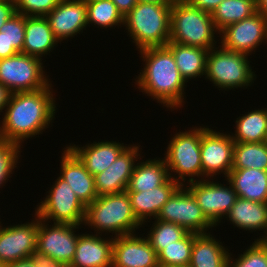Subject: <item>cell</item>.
<instances>
[{"mask_svg": "<svg viewBox=\"0 0 267 267\" xmlns=\"http://www.w3.org/2000/svg\"><path fill=\"white\" fill-rule=\"evenodd\" d=\"M136 233L113 237L112 267H160L150 242Z\"/></svg>", "mask_w": 267, "mask_h": 267, "instance_id": "16", "label": "cell"}, {"mask_svg": "<svg viewBox=\"0 0 267 267\" xmlns=\"http://www.w3.org/2000/svg\"><path fill=\"white\" fill-rule=\"evenodd\" d=\"M117 7L122 16H126L131 9L138 3V0H111Z\"/></svg>", "mask_w": 267, "mask_h": 267, "instance_id": "43", "label": "cell"}, {"mask_svg": "<svg viewBox=\"0 0 267 267\" xmlns=\"http://www.w3.org/2000/svg\"><path fill=\"white\" fill-rule=\"evenodd\" d=\"M229 251L222 241L210 232L193 233L190 267H227Z\"/></svg>", "mask_w": 267, "mask_h": 267, "instance_id": "25", "label": "cell"}, {"mask_svg": "<svg viewBox=\"0 0 267 267\" xmlns=\"http://www.w3.org/2000/svg\"><path fill=\"white\" fill-rule=\"evenodd\" d=\"M83 233L77 241L71 267H112L113 237Z\"/></svg>", "mask_w": 267, "mask_h": 267, "instance_id": "20", "label": "cell"}, {"mask_svg": "<svg viewBox=\"0 0 267 267\" xmlns=\"http://www.w3.org/2000/svg\"><path fill=\"white\" fill-rule=\"evenodd\" d=\"M180 186L178 182L169 177L161 186L151 189L150 191L127 192L133 213L142 224V227H144V224L146 225L147 222H151L150 220L157 217L163 205Z\"/></svg>", "mask_w": 267, "mask_h": 267, "instance_id": "21", "label": "cell"}, {"mask_svg": "<svg viewBox=\"0 0 267 267\" xmlns=\"http://www.w3.org/2000/svg\"><path fill=\"white\" fill-rule=\"evenodd\" d=\"M154 223L150 231L146 233V238L150 242L151 247L158 254L164 247L170 246L181 239H183L189 232L172 222H165L153 219Z\"/></svg>", "mask_w": 267, "mask_h": 267, "instance_id": "33", "label": "cell"}, {"mask_svg": "<svg viewBox=\"0 0 267 267\" xmlns=\"http://www.w3.org/2000/svg\"><path fill=\"white\" fill-rule=\"evenodd\" d=\"M83 225L98 235L114 233L113 237L136 233L142 227L133 213L127 191L98 196L86 206Z\"/></svg>", "mask_w": 267, "mask_h": 267, "instance_id": "3", "label": "cell"}, {"mask_svg": "<svg viewBox=\"0 0 267 267\" xmlns=\"http://www.w3.org/2000/svg\"><path fill=\"white\" fill-rule=\"evenodd\" d=\"M126 145L128 144L124 146V143L121 144L119 141L103 140L88 143L83 147L74 143L68 145V147L78 156L86 170L94 177L108 169L127 147Z\"/></svg>", "mask_w": 267, "mask_h": 267, "instance_id": "22", "label": "cell"}, {"mask_svg": "<svg viewBox=\"0 0 267 267\" xmlns=\"http://www.w3.org/2000/svg\"><path fill=\"white\" fill-rule=\"evenodd\" d=\"M166 46L171 50L179 73L186 83L189 80L205 76L209 50L174 42H168Z\"/></svg>", "mask_w": 267, "mask_h": 267, "instance_id": "28", "label": "cell"}, {"mask_svg": "<svg viewBox=\"0 0 267 267\" xmlns=\"http://www.w3.org/2000/svg\"><path fill=\"white\" fill-rule=\"evenodd\" d=\"M81 1H83V2H85L87 4V3L94 2V1H99V0H81Z\"/></svg>", "mask_w": 267, "mask_h": 267, "instance_id": "48", "label": "cell"}, {"mask_svg": "<svg viewBox=\"0 0 267 267\" xmlns=\"http://www.w3.org/2000/svg\"><path fill=\"white\" fill-rule=\"evenodd\" d=\"M16 13L15 4L9 1L0 0V29L9 18Z\"/></svg>", "mask_w": 267, "mask_h": 267, "instance_id": "40", "label": "cell"}, {"mask_svg": "<svg viewBox=\"0 0 267 267\" xmlns=\"http://www.w3.org/2000/svg\"><path fill=\"white\" fill-rule=\"evenodd\" d=\"M35 207V214L51 223L83 225L86 206L60 176ZM52 220V221H51Z\"/></svg>", "mask_w": 267, "mask_h": 267, "instance_id": "9", "label": "cell"}, {"mask_svg": "<svg viewBox=\"0 0 267 267\" xmlns=\"http://www.w3.org/2000/svg\"><path fill=\"white\" fill-rule=\"evenodd\" d=\"M248 56L226 50L221 45L216 46L207 54L204 78L220 88L219 91L250 87L257 75L250 65Z\"/></svg>", "mask_w": 267, "mask_h": 267, "instance_id": "7", "label": "cell"}, {"mask_svg": "<svg viewBox=\"0 0 267 267\" xmlns=\"http://www.w3.org/2000/svg\"><path fill=\"white\" fill-rule=\"evenodd\" d=\"M155 219L175 223L195 234L211 233L215 227L203 214L193 194L182 185L163 205Z\"/></svg>", "mask_w": 267, "mask_h": 267, "instance_id": "10", "label": "cell"}, {"mask_svg": "<svg viewBox=\"0 0 267 267\" xmlns=\"http://www.w3.org/2000/svg\"><path fill=\"white\" fill-rule=\"evenodd\" d=\"M201 136L202 126H192L187 131L175 133L167 145L164 158L169 177L182 186L186 185L185 181L188 184L202 180Z\"/></svg>", "mask_w": 267, "mask_h": 267, "instance_id": "6", "label": "cell"}, {"mask_svg": "<svg viewBox=\"0 0 267 267\" xmlns=\"http://www.w3.org/2000/svg\"><path fill=\"white\" fill-rule=\"evenodd\" d=\"M42 60L38 57L18 53L0 59V83L11 93L30 92L46 88L50 83ZM47 75V76H46Z\"/></svg>", "mask_w": 267, "mask_h": 267, "instance_id": "8", "label": "cell"}, {"mask_svg": "<svg viewBox=\"0 0 267 267\" xmlns=\"http://www.w3.org/2000/svg\"><path fill=\"white\" fill-rule=\"evenodd\" d=\"M0 31L4 32L9 46H13L18 53H22L25 40V16L15 13L3 24Z\"/></svg>", "mask_w": 267, "mask_h": 267, "instance_id": "37", "label": "cell"}, {"mask_svg": "<svg viewBox=\"0 0 267 267\" xmlns=\"http://www.w3.org/2000/svg\"><path fill=\"white\" fill-rule=\"evenodd\" d=\"M137 145L134 143L127 145L108 169L94 176L95 190L98 196L127 190L134 167L138 159L143 158L140 154V145Z\"/></svg>", "mask_w": 267, "mask_h": 267, "instance_id": "17", "label": "cell"}, {"mask_svg": "<svg viewBox=\"0 0 267 267\" xmlns=\"http://www.w3.org/2000/svg\"><path fill=\"white\" fill-rule=\"evenodd\" d=\"M54 37L61 43L83 33L88 26L87 4L81 0H60L58 5L45 16Z\"/></svg>", "mask_w": 267, "mask_h": 267, "instance_id": "18", "label": "cell"}, {"mask_svg": "<svg viewBox=\"0 0 267 267\" xmlns=\"http://www.w3.org/2000/svg\"><path fill=\"white\" fill-rule=\"evenodd\" d=\"M48 223L38 217L37 250L61 264H71L80 235L76 231L82 225Z\"/></svg>", "mask_w": 267, "mask_h": 267, "instance_id": "14", "label": "cell"}, {"mask_svg": "<svg viewBox=\"0 0 267 267\" xmlns=\"http://www.w3.org/2000/svg\"><path fill=\"white\" fill-rule=\"evenodd\" d=\"M59 267H71L70 264H61Z\"/></svg>", "mask_w": 267, "mask_h": 267, "instance_id": "49", "label": "cell"}, {"mask_svg": "<svg viewBox=\"0 0 267 267\" xmlns=\"http://www.w3.org/2000/svg\"><path fill=\"white\" fill-rule=\"evenodd\" d=\"M88 26L94 25L101 29L124 25V17L111 0H99L87 3Z\"/></svg>", "mask_w": 267, "mask_h": 267, "instance_id": "32", "label": "cell"}, {"mask_svg": "<svg viewBox=\"0 0 267 267\" xmlns=\"http://www.w3.org/2000/svg\"><path fill=\"white\" fill-rule=\"evenodd\" d=\"M216 32L219 34L210 12L192 6L187 0L173 1L169 42L210 50L218 42Z\"/></svg>", "mask_w": 267, "mask_h": 267, "instance_id": "5", "label": "cell"}, {"mask_svg": "<svg viewBox=\"0 0 267 267\" xmlns=\"http://www.w3.org/2000/svg\"><path fill=\"white\" fill-rule=\"evenodd\" d=\"M193 247V233H188L183 239L164 247L158 255L159 266L178 267L189 266Z\"/></svg>", "mask_w": 267, "mask_h": 267, "instance_id": "34", "label": "cell"}, {"mask_svg": "<svg viewBox=\"0 0 267 267\" xmlns=\"http://www.w3.org/2000/svg\"><path fill=\"white\" fill-rule=\"evenodd\" d=\"M225 218L239 229L252 233L263 231V235L253 240H264L267 237V203L237 197Z\"/></svg>", "mask_w": 267, "mask_h": 267, "instance_id": "23", "label": "cell"}, {"mask_svg": "<svg viewBox=\"0 0 267 267\" xmlns=\"http://www.w3.org/2000/svg\"><path fill=\"white\" fill-rule=\"evenodd\" d=\"M21 147L15 143L0 139V188L5 186L14 173L21 156Z\"/></svg>", "mask_w": 267, "mask_h": 267, "instance_id": "36", "label": "cell"}, {"mask_svg": "<svg viewBox=\"0 0 267 267\" xmlns=\"http://www.w3.org/2000/svg\"><path fill=\"white\" fill-rule=\"evenodd\" d=\"M16 54H18V52L13 48V46H9L4 32L0 31V59L8 58Z\"/></svg>", "mask_w": 267, "mask_h": 267, "instance_id": "42", "label": "cell"}, {"mask_svg": "<svg viewBox=\"0 0 267 267\" xmlns=\"http://www.w3.org/2000/svg\"><path fill=\"white\" fill-rule=\"evenodd\" d=\"M29 259L33 262L35 267H59L61 263L55 260L53 257L48 256L35 250Z\"/></svg>", "mask_w": 267, "mask_h": 267, "instance_id": "39", "label": "cell"}, {"mask_svg": "<svg viewBox=\"0 0 267 267\" xmlns=\"http://www.w3.org/2000/svg\"><path fill=\"white\" fill-rule=\"evenodd\" d=\"M211 180V181H210ZM229 186L218 183L214 179L190 182L186 185L195 197L206 218L216 227L223 222L225 216L234 205L237 194L227 179Z\"/></svg>", "mask_w": 267, "mask_h": 267, "instance_id": "12", "label": "cell"}, {"mask_svg": "<svg viewBox=\"0 0 267 267\" xmlns=\"http://www.w3.org/2000/svg\"><path fill=\"white\" fill-rule=\"evenodd\" d=\"M138 51L145 62L134 82L139 91L171 111L182 108L187 83L179 73L171 50L167 46H157Z\"/></svg>", "mask_w": 267, "mask_h": 267, "instance_id": "2", "label": "cell"}, {"mask_svg": "<svg viewBox=\"0 0 267 267\" xmlns=\"http://www.w3.org/2000/svg\"><path fill=\"white\" fill-rule=\"evenodd\" d=\"M235 123L234 142H265L267 135V107L254 109L239 116Z\"/></svg>", "mask_w": 267, "mask_h": 267, "instance_id": "29", "label": "cell"}, {"mask_svg": "<svg viewBox=\"0 0 267 267\" xmlns=\"http://www.w3.org/2000/svg\"><path fill=\"white\" fill-rule=\"evenodd\" d=\"M63 150L59 176L68 183L77 198L87 206L98 197L94 177L86 170L83 162L68 146Z\"/></svg>", "mask_w": 267, "mask_h": 267, "instance_id": "19", "label": "cell"}, {"mask_svg": "<svg viewBox=\"0 0 267 267\" xmlns=\"http://www.w3.org/2000/svg\"><path fill=\"white\" fill-rule=\"evenodd\" d=\"M52 83L46 88L12 93L0 122V139L21 148L24 141L42 134L52 124L57 106Z\"/></svg>", "mask_w": 267, "mask_h": 267, "instance_id": "1", "label": "cell"}, {"mask_svg": "<svg viewBox=\"0 0 267 267\" xmlns=\"http://www.w3.org/2000/svg\"><path fill=\"white\" fill-rule=\"evenodd\" d=\"M11 94V91L0 83V115L8 104Z\"/></svg>", "mask_w": 267, "mask_h": 267, "instance_id": "44", "label": "cell"}, {"mask_svg": "<svg viewBox=\"0 0 267 267\" xmlns=\"http://www.w3.org/2000/svg\"><path fill=\"white\" fill-rule=\"evenodd\" d=\"M230 133L217 132L207 126H202L201 161L202 180L212 179L224 174L225 179L233 166L235 142Z\"/></svg>", "mask_w": 267, "mask_h": 267, "instance_id": "11", "label": "cell"}, {"mask_svg": "<svg viewBox=\"0 0 267 267\" xmlns=\"http://www.w3.org/2000/svg\"><path fill=\"white\" fill-rule=\"evenodd\" d=\"M235 258L229 253L227 267H267V244L263 240H255L252 245Z\"/></svg>", "mask_w": 267, "mask_h": 267, "instance_id": "35", "label": "cell"}, {"mask_svg": "<svg viewBox=\"0 0 267 267\" xmlns=\"http://www.w3.org/2000/svg\"><path fill=\"white\" fill-rule=\"evenodd\" d=\"M263 241L267 244V237Z\"/></svg>", "mask_w": 267, "mask_h": 267, "instance_id": "52", "label": "cell"}, {"mask_svg": "<svg viewBox=\"0 0 267 267\" xmlns=\"http://www.w3.org/2000/svg\"><path fill=\"white\" fill-rule=\"evenodd\" d=\"M172 3L140 2L124 16V27L137 50L166 46L170 40Z\"/></svg>", "mask_w": 267, "mask_h": 267, "instance_id": "4", "label": "cell"}, {"mask_svg": "<svg viewBox=\"0 0 267 267\" xmlns=\"http://www.w3.org/2000/svg\"><path fill=\"white\" fill-rule=\"evenodd\" d=\"M192 6L212 13L223 0H187Z\"/></svg>", "mask_w": 267, "mask_h": 267, "instance_id": "41", "label": "cell"}, {"mask_svg": "<svg viewBox=\"0 0 267 267\" xmlns=\"http://www.w3.org/2000/svg\"><path fill=\"white\" fill-rule=\"evenodd\" d=\"M221 46L229 51L252 55L256 48L267 44V17L259 12L226 26L219 32Z\"/></svg>", "mask_w": 267, "mask_h": 267, "instance_id": "13", "label": "cell"}, {"mask_svg": "<svg viewBox=\"0 0 267 267\" xmlns=\"http://www.w3.org/2000/svg\"><path fill=\"white\" fill-rule=\"evenodd\" d=\"M58 43L46 17L25 16V40L22 53L42 59L41 57L50 54Z\"/></svg>", "mask_w": 267, "mask_h": 267, "instance_id": "24", "label": "cell"}, {"mask_svg": "<svg viewBox=\"0 0 267 267\" xmlns=\"http://www.w3.org/2000/svg\"><path fill=\"white\" fill-rule=\"evenodd\" d=\"M160 267H168V266H160ZM178 267H190V266H178Z\"/></svg>", "mask_w": 267, "mask_h": 267, "instance_id": "51", "label": "cell"}, {"mask_svg": "<svg viewBox=\"0 0 267 267\" xmlns=\"http://www.w3.org/2000/svg\"><path fill=\"white\" fill-rule=\"evenodd\" d=\"M160 158L146 161L140 158L141 162L136 163L126 191L143 192L161 186L169 178V172L165 158Z\"/></svg>", "mask_w": 267, "mask_h": 267, "instance_id": "27", "label": "cell"}, {"mask_svg": "<svg viewBox=\"0 0 267 267\" xmlns=\"http://www.w3.org/2000/svg\"><path fill=\"white\" fill-rule=\"evenodd\" d=\"M33 220L3 227L0 221V265L5 266L29 256L37 250L38 216Z\"/></svg>", "mask_w": 267, "mask_h": 267, "instance_id": "15", "label": "cell"}, {"mask_svg": "<svg viewBox=\"0 0 267 267\" xmlns=\"http://www.w3.org/2000/svg\"><path fill=\"white\" fill-rule=\"evenodd\" d=\"M140 2H151V3H173L174 0H138Z\"/></svg>", "mask_w": 267, "mask_h": 267, "instance_id": "47", "label": "cell"}, {"mask_svg": "<svg viewBox=\"0 0 267 267\" xmlns=\"http://www.w3.org/2000/svg\"><path fill=\"white\" fill-rule=\"evenodd\" d=\"M60 0H17L15 3L16 13L24 16L45 17L59 3Z\"/></svg>", "mask_w": 267, "mask_h": 267, "instance_id": "38", "label": "cell"}, {"mask_svg": "<svg viewBox=\"0 0 267 267\" xmlns=\"http://www.w3.org/2000/svg\"><path fill=\"white\" fill-rule=\"evenodd\" d=\"M4 1H9L15 4L17 0H4Z\"/></svg>", "mask_w": 267, "mask_h": 267, "instance_id": "50", "label": "cell"}, {"mask_svg": "<svg viewBox=\"0 0 267 267\" xmlns=\"http://www.w3.org/2000/svg\"><path fill=\"white\" fill-rule=\"evenodd\" d=\"M256 12V0H223L211 13V17L220 32L226 26L248 18Z\"/></svg>", "mask_w": 267, "mask_h": 267, "instance_id": "30", "label": "cell"}, {"mask_svg": "<svg viewBox=\"0 0 267 267\" xmlns=\"http://www.w3.org/2000/svg\"><path fill=\"white\" fill-rule=\"evenodd\" d=\"M2 267H35V266L33 262L28 258V259H22L16 262H12L11 264H7Z\"/></svg>", "mask_w": 267, "mask_h": 267, "instance_id": "45", "label": "cell"}, {"mask_svg": "<svg viewBox=\"0 0 267 267\" xmlns=\"http://www.w3.org/2000/svg\"><path fill=\"white\" fill-rule=\"evenodd\" d=\"M256 10L267 17V0H256Z\"/></svg>", "mask_w": 267, "mask_h": 267, "instance_id": "46", "label": "cell"}, {"mask_svg": "<svg viewBox=\"0 0 267 267\" xmlns=\"http://www.w3.org/2000/svg\"><path fill=\"white\" fill-rule=\"evenodd\" d=\"M257 169L267 171L265 142H235L232 170Z\"/></svg>", "mask_w": 267, "mask_h": 267, "instance_id": "31", "label": "cell"}, {"mask_svg": "<svg viewBox=\"0 0 267 267\" xmlns=\"http://www.w3.org/2000/svg\"><path fill=\"white\" fill-rule=\"evenodd\" d=\"M237 197L267 203V171L257 169L231 170L226 178Z\"/></svg>", "mask_w": 267, "mask_h": 267, "instance_id": "26", "label": "cell"}]
</instances>
